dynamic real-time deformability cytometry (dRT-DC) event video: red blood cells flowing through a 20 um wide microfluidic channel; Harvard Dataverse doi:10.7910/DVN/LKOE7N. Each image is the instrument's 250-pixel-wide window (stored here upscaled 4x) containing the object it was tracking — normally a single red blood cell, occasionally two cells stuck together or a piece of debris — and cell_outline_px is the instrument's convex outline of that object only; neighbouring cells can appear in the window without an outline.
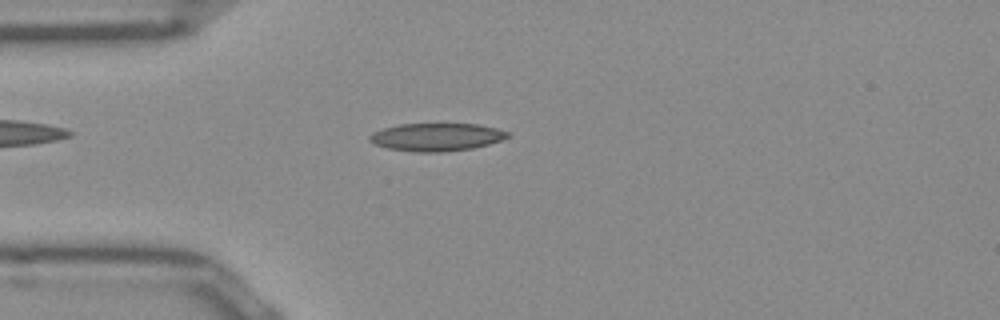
{"species": "Egyptian fruit bat (a non-hibernating species)", "species_latin": "Rousettus aegyptiacus", "temperature_condition": "room temperature", "stored_images_in_passage": 50, "camera_frame_rate_fps": 3000, "um_per_image_px": 0.085, "frame": {"image": 1, "passage_image": 12, "time_ms": 3.667, "image_size_px": [1000, 320], "cell_outline_px": [[512, 136], [488, 144], [472, 148], [444, 152], [416, 152], [388, 148], [376, 144], [368, 140], [368, 136], [372, 132], [384, 128], [400, 124], [476, 124], [496, 128], [508, 132]], "centroid_in_image_um": [37.09, 11.65], "position_along_channel_um": 47.9, "area_um2": 22.31}}
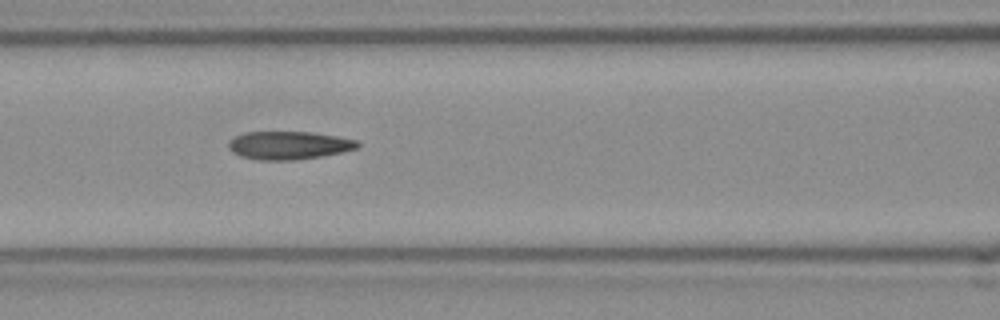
{"frame": {"image": 2, "passage_image": 20, "time_ms": 6.333, "image_size_px": [1000, 320], "cell_outline_px": [[360, 144], [356, 148], [340, 152], [320, 156], [292, 160], [260, 160], [240, 156], [232, 152], [228, 148], [228, 140], [244, 132], [312, 132], [336, 136], [356, 140]], "centroid_in_image_um": [24.49, 12.34], "position_along_channel_um": 142.1, "area_um2": 20.98}}
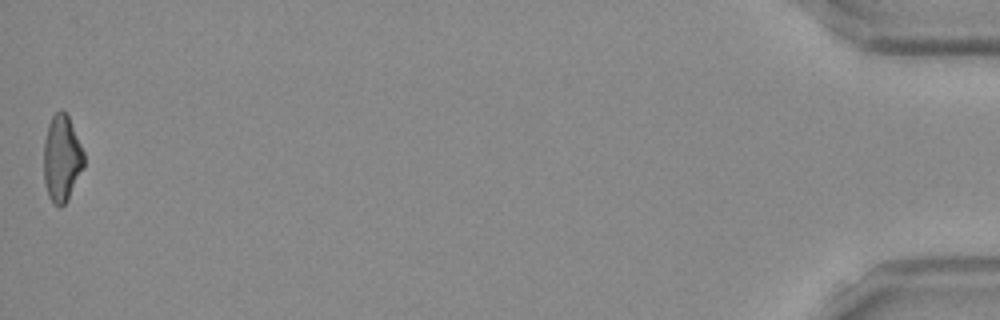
{"frame": {"image": 3, "passage_image": 50, "time_ms": 16.333, "image_size_px": [1000, 320], "cell_outline_px": [[84, 168], [64, 204], [60, 208], [48, 196], [44, 184], [44, 140], [48, 124], [52, 116], [60, 108], [68, 116], [84, 152]], "centroid_in_image_um": [5.24, 13.45], "position_along_channel_um": 430.0, "area_um2": 20.11}, "authors_computed_cell_mechanics": {"area_um2": 21.0103, "velocity_mm_per_s": 3.9062, "shape_relaxation_time_tau1_ms": null, "shape_relaxation_time_tau2_ms": 3.2516, "deformation_change_tau1": null, "deformation_change_tau2": 0.1267}}